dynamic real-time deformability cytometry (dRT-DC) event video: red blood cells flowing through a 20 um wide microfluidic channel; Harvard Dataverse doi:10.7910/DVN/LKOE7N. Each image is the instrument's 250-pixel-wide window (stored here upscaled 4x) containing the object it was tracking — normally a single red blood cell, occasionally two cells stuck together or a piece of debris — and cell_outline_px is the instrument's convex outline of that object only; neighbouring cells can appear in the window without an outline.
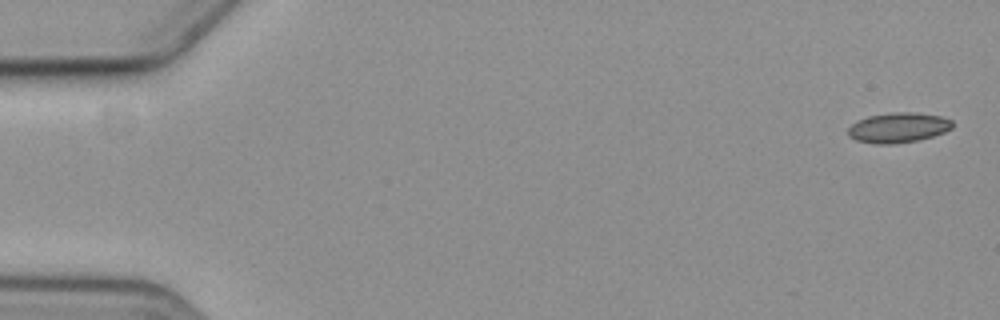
{"species": "common noctule bat (a hibernating species)", "species_latin": "Nyctalus noctula", "temperature_condition": "cold", "stored_images_in_passage": 3, "camera_frame_rate_fps": 3000, "um_per_image_px": 0.085, "animal": {"sex": "female", "body_mass_g": 19.3, "forearm_length_mm": 54.1}, "frame": {"image": 1, "passage_image": 1, "time_ms": 0.0, "image_size_px": [1000, 320], "cell_outline_px": [[952, 128], [944, 132], [920, 140], [892, 144], [876, 144], [856, 140], [848, 136], [848, 128], [852, 124], [868, 116], [892, 112], [916, 112], [940, 116], [952, 120]], "centroid_in_image_um": [76.35, 10.85], "position_along_channel_um": 8.6, "area_um2": 18.26}}